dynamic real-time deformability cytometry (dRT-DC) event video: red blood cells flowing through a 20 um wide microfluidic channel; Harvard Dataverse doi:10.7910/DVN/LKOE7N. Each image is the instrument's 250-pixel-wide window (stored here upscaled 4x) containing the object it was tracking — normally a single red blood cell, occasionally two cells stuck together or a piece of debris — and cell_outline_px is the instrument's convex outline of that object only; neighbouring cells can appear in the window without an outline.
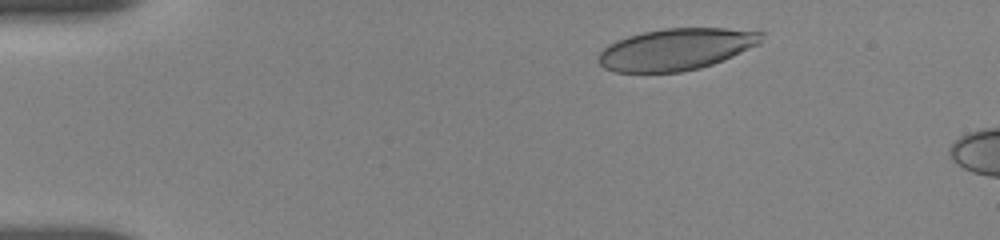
{"species": "human", "species_latin": "Homo sapiens", "temperature_condition": "room temperature", "stored_images_in_passage": 4, "camera_frame_rate_fps": 3000, "um_per_image_px": 0.085, "donor": {"sex": "female"}, "frame": {"image": 1, "passage_image": 2, "time_ms": 1.0, "image_size_px": [1000, 240], "cell_outline_px": [[764, 32], [760, 44], [724, 60], [700, 68], [680, 72], [612, 72], [604, 68], [596, 60], [600, 52], [608, 44], [616, 40], [628, 36], [644, 32], [664, 28], [724, 28]], "centroid_in_image_um": [57.45, 4.19], "position_along_channel_um": 27.5, "area_um2": 39.77}}